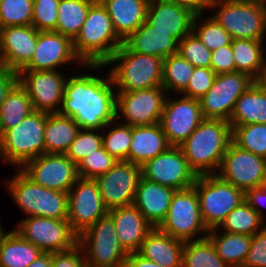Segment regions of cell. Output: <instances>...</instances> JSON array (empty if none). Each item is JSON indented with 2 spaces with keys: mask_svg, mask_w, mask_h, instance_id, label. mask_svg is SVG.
Masks as SVG:
<instances>
[{
  "mask_svg": "<svg viewBox=\"0 0 266 267\" xmlns=\"http://www.w3.org/2000/svg\"><path fill=\"white\" fill-rule=\"evenodd\" d=\"M96 1L97 0H60L55 32L73 41L80 32L90 7Z\"/></svg>",
  "mask_w": 266,
  "mask_h": 267,
  "instance_id": "obj_35",
  "label": "cell"
},
{
  "mask_svg": "<svg viewBox=\"0 0 266 267\" xmlns=\"http://www.w3.org/2000/svg\"><path fill=\"white\" fill-rule=\"evenodd\" d=\"M254 81L243 72L217 74L213 86L199 99L203 118L229 121L237 99Z\"/></svg>",
  "mask_w": 266,
  "mask_h": 267,
  "instance_id": "obj_13",
  "label": "cell"
},
{
  "mask_svg": "<svg viewBox=\"0 0 266 267\" xmlns=\"http://www.w3.org/2000/svg\"><path fill=\"white\" fill-rule=\"evenodd\" d=\"M101 146L102 130L80 128L65 155L77 165L85 156L93 153Z\"/></svg>",
  "mask_w": 266,
  "mask_h": 267,
  "instance_id": "obj_45",
  "label": "cell"
},
{
  "mask_svg": "<svg viewBox=\"0 0 266 267\" xmlns=\"http://www.w3.org/2000/svg\"><path fill=\"white\" fill-rule=\"evenodd\" d=\"M87 267H123L128 253L120 245L115 223L107 213L78 236Z\"/></svg>",
  "mask_w": 266,
  "mask_h": 267,
  "instance_id": "obj_9",
  "label": "cell"
},
{
  "mask_svg": "<svg viewBox=\"0 0 266 267\" xmlns=\"http://www.w3.org/2000/svg\"><path fill=\"white\" fill-rule=\"evenodd\" d=\"M264 227L266 228V219L264 220Z\"/></svg>",
  "mask_w": 266,
  "mask_h": 267,
  "instance_id": "obj_61",
  "label": "cell"
},
{
  "mask_svg": "<svg viewBox=\"0 0 266 267\" xmlns=\"http://www.w3.org/2000/svg\"><path fill=\"white\" fill-rule=\"evenodd\" d=\"M2 139H3V131H2L1 125H0V145H1Z\"/></svg>",
  "mask_w": 266,
  "mask_h": 267,
  "instance_id": "obj_59",
  "label": "cell"
},
{
  "mask_svg": "<svg viewBox=\"0 0 266 267\" xmlns=\"http://www.w3.org/2000/svg\"><path fill=\"white\" fill-rule=\"evenodd\" d=\"M178 53L194 67L210 68L212 51L200 41L193 31L179 41Z\"/></svg>",
  "mask_w": 266,
  "mask_h": 267,
  "instance_id": "obj_46",
  "label": "cell"
},
{
  "mask_svg": "<svg viewBox=\"0 0 266 267\" xmlns=\"http://www.w3.org/2000/svg\"><path fill=\"white\" fill-rule=\"evenodd\" d=\"M20 170L36 184L66 193L79 179L77 165L65 154H42L26 162Z\"/></svg>",
  "mask_w": 266,
  "mask_h": 267,
  "instance_id": "obj_19",
  "label": "cell"
},
{
  "mask_svg": "<svg viewBox=\"0 0 266 267\" xmlns=\"http://www.w3.org/2000/svg\"><path fill=\"white\" fill-rule=\"evenodd\" d=\"M19 82L17 71L8 70L0 67V106L11 91V89Z\"/></svg>",
  "mask_w": 266,
  "mask_h": 267,
  "instance_id": "obj_53",
  "label": "cell"
},
{
  "mask_svg": "<svg viewBox=\"0 0 266 267\" xmlns=\"http://www.w3.org/2000/svg\"><path fill=\"white\" fill-rule=\"evenodd\" d=\"M123 43L114 30L106 8L97 0L73 40L76 56L83 64H105Z\"/></svg>",
  "mask_w": 266,
  "mask_h": 267,
  "instance_id": "obj_3",
  "label": "cell"
},
{
  "mask_svg": "<svg viewBox=\"0 0 266 267\" xmlns=\"http://www.w3.org/2000/svg\"><path fill=\"white\" fill-rule=\"evenodd\" d=\"M175 191L141 176L133 205L154 227H158L167 216Z\"/></svg>",
  "mask_w": 266,
  "mask_h": 267,
  "instance_id": "obj_25",
  "label": "cell"
},
{
  "mask_svg": "<svg viewBox=\"0 0 266 267\" xmlns=\"http://www.w3.org/2000/svg\"><path fill=\"white\" fill-rule=\"evenodd\" d=\"M117 161L101 146L77 164L79 178L94 180L110 170Z\"/></svg>",
  "mask_w": 266,
  "mask_h": 267,
  "instance_id": "obj_44",
  "label": "cell"
},
{
  "mask_svg": "<svg viewBox=\"0 0 266 267\" xmlns=\"http://www.w3.org/2000/svg\"><path fill=\"white\" fill-rule=\"evenodd\" d=\"M247 1L257 2V3H261V4L266 5V0H247Z\"/></svg>",
  "mask_w": 266,
  "mask_h": 267,
  "instance_id": "obj_58",
  "label": "cell"
},
{
  "mask_svg": "<svg viewBox=\"0 0 266 267\" xmlns=\"http://www.w3.org/2000/svg\"><path fill=\"white\" fill-rule=\"evenodd\" d=\"M67 199V221L78 236L108 213L93 179L79 178L68 191Z\"/></svg>",
  "mask_w": 266,
  "mask_h": 267,
  "instance_id": "obj_20",
  "label": "cell"
},
{
  "mask_svg": "<svg viewBox=\"0 0 266 267\" xmlns=\"http://www.w3.org/2000/svg\"><path fill=\"white\" fill-rule=\"evenodd\" d=\"M195 16L190 8L168 0H150L145 21L179 42L192 31Z\"/></svg>",
  "mask_w": 266,
  "mask_h": 267,
  "instance_id": "obj_23",
  "label": "cell"
},
{
  "mask_svg": "<svg viewBox=\"0 0 266 267\" xmlns=\"http://www.w3.org/2000/svg\"><path fill=\"white\" fill-rule=\"evenodd\" d=\"M51 267H87L81 246L77 244L72 249L52 253Z\"/></svg>",
  "mask_w": 266,
  "mask_h": 267,
  "instance_id": "obj_50",
  "label": "cell"
},
{
  "mask_svg": "<svg viewBox=\"0 0 266 267\" xmlns=\"http://www.w3.org/2000/svg\"><path fill=\"white\" fill-rule=\"evenodd\" d=\"M162 58L136 53L124 43L105 63L116 92H130L162 86Z\"/></svg>",
  "mask_w": 266,
  "mask_h": 267,
  "instance_id": "obj_4",
  "label": "cell"
},
{
  "mask_svg": "<svg viewBox=\"0 0 266 267\" xmlns=\"http://www.w3.org/2000/svg\"><path fill=\"white\" fill-rule=\"evenodd\" d=\"M210 68L216 74L235 72V60L231 45L212 51Z\"/></svg>",
  "mask_w": 266,
  "mask_h": 267,
  "instance_id": "obj_51",
  "label": "cell"
},
{
  "mask_svg": "<svg viewBox=\"0 0 266 267\" xmlns=\"http://www.w3.org/2000/svg\"><path fill=\"white\" fill-rule=\"evenodd\" d=\"M194 66L179 53L163 60L162 87L167 94H181L189 84Z\"/></svg>",
  "mask_w": 266,
  "mask_h": 267,
  "instance_id": "obj_37",
  "label": "cell"
},
{
  "mask_svg": "<svg viewBox=\"0 0 266 267\" xmlns=\"http://www.w3.org/2000/svg\"><path fill=\"white\" fill-rule=\"evenodd\" d=\"M47 113L34 110L3 134L0 161L20 169L26 162L45 154L44 130Z\"/></svg>",
  "mask_w": 266,
  "mask_h": 267,
  "instance_id": "obj_7",
  "label": "cell"
},
{
  "mask_svg": "<svg viewBox=\"0 0 266 267\" xmlns=\"http://www.w3.org/2000/svg\"><path fill=\"white\" fill-rule=\"evenodd\" d=\"M216 175L246 192L266 182L265 158L243 150L231 142Z\"/></svg>",
  "mask_w": 266,
  "mask_h": 267,
  "instance_id": "obj_15",
  "label": "cell"
},
{
  "mask_svg": "<svg viewBox=\"0 0 266 267\" xmlns=\"http://www.w3.org/2000/svg\"><path fill=\"white\" fill-rule=\"evenodd\" d=\"M52 253H43L27 267H51Z\"/></svg>",
  "mask_w": 266,
  "mask_h": 267,
  "instance_id": "obj_56",
  "label": "cell"
},
{
  "mask_svg": "<svg viewBox=\"0 0 266 267\" xmlns=\"http://www.w3.org/2000/svg\"><path fill=\"white\" fill-rule=\"evenodd\" d=\"M108 214L115 223L117 239L127 253L137 252L154 228L134 205L111 209Z\"/></svg>",
  "mask_w": 266,
  "mask_h": 267,
  "instance_id": "obj_24",
  "label": "cell"
},
{
  "mask_svg": "<svg viewBox=\"0 0 266 267\" xmlns=\"http://www.w3.org/2000/svg\"><path fill=\"white\" fill-rule=\"evenodd\" d=\"M207 237L215 247L217 255L229 267H242L244 265L252 236L223 232L216 227L208 231Z\"/></svg>",
  "mask_w": 266,
  "mask_h": 267,
  "instance_id": "obj_32",
  "label": "cell"
},
{
  "mask_svg": "<svg viewBox=\"0 0 266 267\" xmlns=\"http://www.w3.org/2000/svg\"><path fill=\"white\" fill-rule=\"evenodd\" d=\"M158 228L184 242L207 237L209 230L202 221L194 186L175 191L167 216Z\"/></svg>",
  "mask_w": 266,
  "mask_h": 267,
  "instance_id": "obj_10",
  "label": "cell"
},
{
  "mask_svg": "<svg viewBox=\"0 0 266 267\" xmlns=\"http://www.w3.org/2000/svg\"><path fill=\"white\" fill-rule=\"evenodd\" d=\"M16 224L14 229L44 253L66 251L78 244V235L67 220L27 216Z\"/></svg>",
  "mask_w": 266,
  "mask_h": 267,
  "instance_id": "obj_11",
  "label": "cell"
},
{
  "mask_svg": "<svg viewBox=\"0 0 266 267\" xmlns=\"http://www.w3.org/2000/svg\"><path fill=\"white\" fill-rule=\"evenodd\" d=\"M69 64L76 66L75 69L83 66L74 52L73 41L55 31H38L33 56L21 70H63L67 65L70 69Z\"/></svg>",
  "mask_w": 266,
  "mask_h": 267,
  "instance_id": "obj_21",
  "label": "cell"
},
{
  "mask_svg": "<svg viewBox=\"0 0 266 267\" xmlns=\"http://www.w3.org/2000/svg\"><path fill=\"white\" fill-rule=\"evenodd\" d=\"M260 82L266 87V78H263Z\"/></svg>",
  "mask_w": 266,
  "mask_h": 267,
  "instance_id": "obj_60",
  "label": "cell"
},
{
  "mask_svg": "<svg viewBox=\"0 0 266 267\" xmlns=\"http://www.w3.org/2000/svg\"><path fill=\"white\" fill-rule=\"evenodd\" d=\"M194 188L200 214L208 230L219 227L227 215L245 201V192L221 180L216 174L197 176Z\"/></svg>",
  "mask_w": 266,
  "mask_h": 267,
  "instance_id": "obj_8",
  "label": "cell"
},
{
  "mask_svg": "<svg viewBox=\"0 0 266 267\" xmlns=\"http://www.w3.org/2000/svg\"><path fill=\"white\" fill-rule=\"evenodd\" d=\"M265 44V45H264ZM266 41L232 39L231 47L235 60V71L248 74L261 81L266 74Z\"/></svg>",
  "mask_w": 266,
  "mask_h": 267,
  "instance_id": "obj_31",
  "label": "cell"
},
{
  "mask_svg": "<svg viewBox=\"0 0 266 267\" xmlns=\"http://www.w3.org/2000/svg\"><path fill=\"white\" fill-rule=\"evenodd\" d=\"M245 202L252 207L264 220L266 219V182L259 187L245 192Z\"/></svg>",
  "mask_w": 266,
  "mask_h": 267,
  "instance_id": "obj_52",
  "label": "cell"
},
{
  "mask_svg": "<svg viewBox=\"0 0 266 267\" xmlns=\"http://www.w3.org/2000/svg\"><path fill=\"white\" fill-rule=\"evenodd\" d=\"M123 267H162L158 263L146 259L137 252L128 253Z\"/></svg>",
  "mask_w": 266,
  "mask_h": 267,
  "instance_id": "obj_55",
  "label": "cell"
},
{
  "mask_svg": "<svg viewBox=\"0 0 266 267\" xmlns=\"http://www.w3.org/2000/svg\"><path fill=\"white\" fill-rule=\"evenodd\" d=\"M231 142L232 128L229 121L204 119L179 147L197 176L211 175L217 173Z\"/></svg>",
  "mask_w": 266,
  "mask_h": 267,
  "instance_id": "obj_2",
  "label": "cell"
},
{
  "mask_svg": "<svg viewBox=\"0 0 266 267\" xmlns=\"http://www.w3.org/2000/svg\"><path fill=\"white\" fill-rule=\"evenodd\" d=\"M104 68L105 64H83L78 68L82 72L71 71L57 113L73 118L84 129L102 130L116 120V89L109 70L107 75L99 73Z\"/></svg>",
  "mask_w": 266,
  "mask_h": 267,
  "instance_id": "obj_1",
  "label": "cell"
},
{
  "mask_svg": "<svg viewBox=\"0 0 266 267\" xmlns=\"http://www.w3.org/2000/svg\"><path fill=\"white\" fill-rule=\"evenodd\" d=\"M177 5H182L190 8L196 14L208 13L209 6L212 0H168Z\"/></svg>",
  "mask_w": 266,
  "mask_h": 267,
  "instance_id": "obj_54",
  "label": "cell"
},
{
  "mask_svg": "<svg viewBox=\"0 0 266 267\" xmlns=\"http://www.w3.org/2000/svg\"><path fill=\"white\" fill-rule=\"evenodd\" d=\"M167 95L162 86L116 92V119L130 126L159 123Z\"/></svg>",
  "mask_w": 266,
  "mask_h": 267,
  "instance_id": "obj_12",
  "label": "cell"
},
{
  "mask_svg": "<svg viewBox=\"0 0 266 267\" xmlns=\"http://www.w3.org/2000/svg\"><path fill=\"white\" fill-rule=\"evenodd\" d=\"M124 44L133 52L162 59L177 54L179 46V42L171 37V33L157 31L146 21L124 40Z\"/></svg>",
  "mask_w": 266,
  "mask_h": 267,
  "instance_id": "obj_28",
  "label": "cell"
},
{
  "mask_svg": "<svg viewBox=\"0 0 266 267\" xmlns=\"http://www.w3.org/2000/svg\"><path fill=\"white\" fill-rule=\"evenodd\" d=\"M216 76L211 68L195 67L189 84L181 95L199 100L213 86Z\"/></svg>",
  "mask_w": 266,
  "mask_h": 267,
  "instance_id": "obj_48",
  "label": "cell"
},
{
  "mask_svg": "<svg viewBox=\"0 0 266 267\" xmlns=\"http://www.w3.org/2000/svg\"><path fill=\"white\" fill-rule=\"evenodd\" d=\"M33 0H2L0 2V28L32 25Z\"/></svg>",
  "mask_w": 266,
  "mask_h": 267,
  "instance_id": "obj_43",
  "label": "cell"
},
{
  "mask_svg": "<svg viewBox=\"0 0 266 267\" xmlns=\"http://www.w3.org/2000/svg\"><path fill=\"white\" fill-rule=\"evenodd\" d=\"M196 14L192 31L200 41L210 50L231 45V35L208 12ZM206 16V17H205Z\"/></svg>",
  "mask_w": 266,
  "mask_h": 267,
  "instance_id": "obj_41",
  "label": "cell"
},
{
  "mask_svg": "<svg viewBox=\"0 0 266 267\" xmlns=\"http://www.w3.org/2000/svg\"><path fill=\"white\" fill-rule=\"evenodd\" d=\"M69 74L63 70L18 72L19 83L25 88L34 110L46 113L58 112Z\"/></svg>",
  "mask_w": 266,
  "mask_h": 267,
  "instance_id": "obj_18",
  "label": "cell"
},
{
  "mask_svg": "<svg viewBox=\"0 0 266 267\" xmlns=\"http://www.w3.org/2000/svg\"><path fill=\"white\" fill-rule=\"evenodd\" d=\"M208 12L232 39L266 40L265 4L247 0H212Z\"/></svg>",
  "mask_w": 266,
  "mask_h": 267,
  "instance_id": "obj_6",
  "label": "cell"
},
{
  "mask_svg": "<svg viewBox=\"0 0 266 267\" xmlns=\"http://www.w3.org/2000/svg\"><path fill=\"white\" fill-rule=\"evenodd\" d=\"M168 94L159 124L170 146L179 147L204 120L198 99Z\"/></svg>",
  "mask_w": 266,
  "mask_h": 267,
  "instance_id": "obj_14",
  "label": "cell"
},
{
  "mask_svg": "<svg viewBox=\"0 0 266 267\" xmlns=\"http://www.w3.org/2000/svg\"><path fill=\"white\" fill-rule=\"evenodd\" d=\"M182 267H229L217 255L208 237L185 242Z\"/></svg>",
  "mask_w": 266,
  "mask_h": 267,
  "instance_id": "obj_39",
  "label": "cell"
},
{
  "mask_svg": "<svg viewBox=\"0 0 266 267\" xmlns=\"http://www.w3.org/2000/svg\"><path fill=\"white\" fill-rule=\"evenodd\" d=\"M15 173L4 178L3 184L9 196L14 201V205L27 216H41L67 220L68 199L67 193L50 190L34 183L20 169H15Z\"/></svg>",
  "mask_w": 266,
  "mask_h": 267,
  "instance_id": "obj_5",
  "label": "cell"
},
{
  "mask_svg": "<svg viewBox=\"0 0 266 267\" xmlns=\"http://www.w3.org/2000/svg\"><path fill=\"white\" fill-rule=\"evenodd\" d=\"M131 141V126L117 119L102 129V146L118 161H129Z\"/></svg>",
  "mask_w": 266,
  "mask_h": 267,
  "instance_id": "obj_40",
  "label": "cell"
},
{
  "mask_svg": "<svg viewBox=\"0 0 266 267\" xmlns=\"http://www.w3.org/2000/svg\"><path fill=\"white\" fill-rule=\"evenodd\" d=\"M141 176V166L119 160L110 170L94 179L105 208L109 211L133 205Z\"/></svg>",
  "mask_w": 266,
  "mask_h": 267,
  "instance_id": "obj_16",
  "label": "cell"
},
{
  "mask_svg": "<svg viewBox=\"0 0 266 267\" xmlns=\"http://www.w3.org/2000/svg\"><path fill=\"white\" fill-rule=\"evenodd\" d=\"M37 37L32 25L0 28V67L19 72L31 60Z\"/></svg>",
  "mask_w": 266,
  "mask_h": 267,
  "instance_id": "obj_22",
  "label": "cell"
},
{
  "mask_svg": "<svg viewBox=\"0 0 266 267\" xmlns=\"http://www.w3.org/2000/svg\"><path fill=\"white\" fill-rule=\"evenodd\" d=\"M117 35L124 41L146 20L150 0H99Z\"/></svg>",
  "mask_w": 266,
  "mask_h": 267,
  "instance_id": "obj_26",
  "label": "cell"
},
{
  "mask_svg": "<svg viewBox=\"0 0 266 267\" xmlns=\"http://www.w3.org/2000/svg\"><path fill=\"white\" fill-rule=\"evenodd\" d=\"M184 245V241L154 227L142 241L137 253L162 267H182Z\"/></svg>",
  "mask_w": 266,
  "mask_h": 267,
  "instance_id": "obj_27",
  "label": "cell"
},
{
  "mask_svg": "<svg viewBox=\"0 0 266 267\" xmlns=\"http://www.w3.org/2000/svg\"><path fill=\"white\" fill-rule=\"evenodd\" d=\"M60 0H33L32 26L38 31H55Z\"/></svg>",
  "mask_w": 266,
  "mask_h": 267,
  "instance_id": "obj_47",
  "label": "cell"
},
{
  "mask_svg": "<svg viewBox=\"0 0 266 267\" xmlns=\"http://www.w3.org/2000/svg\"><path fill=\"white\" fill-rule=\"evenodd\" d=\"M43 253L13 228L0 243V267H27Z\"/></svg>",
  "mask_w": 266,
  "mask_h": 267,
  "instance_id": "obj_34",
  "label": "cell"
},
{
  "mask_svg": "<svg viewBox=\"0 0 266 267\" xmlns=\"http://www.w3.org/2000/svg\"><path fill=\"white\" fill-rule=\"evenodd\" d=\"M229 123L234 126L266 124V87L254 81L237 99Z\"/></svg>",
  "mask_w": 266,
  "mask_h": 267,
  "instance_id": "obj_30",
  "label": "cell"
},
{
  "mask_svg": "<svg viewBox=\"0 0 266 267\" xmlns=\"http://www.w3.org/2000/svg\"><path fill=\"white\" fill-rule=\"evenodd\" d=\"M33 111L31 99L25 88L18 82L0 106V125L3 134L14 128Z\"/></svg>",
  "mask_w": 266,
  "mask_h": 267,
  "instance_id": "obj_36",
  "label": "cell"
},
{
  "mask_svg": "<svg viewBox=\"0 0 266 267\" xmlns=\"http://www.w3.org/2000/svg\"><path fill=\"white\" fill-rule=\"evenodd\" d=\"M10 233V231H5L0 220V243L5 239V237Z\"/></svg>",
  "mask_w": 266,
  "mask_h": 267,
  "instance_id": "obj_57",
  "label": "cell"
},
{
  "mask_svg": "<svg viewBox=\"0 0 266 267\" xmlns=\"http://www.w3.org/2000/svg\"><path fill=\"white\" fill-rule=\"evenodd\" d=\"M242 267H266V228L251 237L247 258Z\"/></svg>",
  "mask_w": 266,
  "mask_h": 267,
  "instance_id": "obj_49",
  "label": "cell"
},
{
  "mask_svg": "<svg viewBox=\"0 0 266 267\" xmlns=\"http://www.w3.org/2000/svg\"><path fill=\"white\" fill-rule=\"evenodd\" d=\"M80 128L71 117L47 113L44 130L45 153L65 154Z\"/></svg>",
  "mask_w": 266,
  "mask_h": 267,
  "instance_id": "obj_33",
  "label": "cell"
},
{
  "mask_svg": "<svg viewBox=\"0 0 266 267\" xmlns=\"http://www.w3.org/2000/svg\"><path fill=\"white\" fill-rule=\"evenodd\" d=\"M232 142L243 150L266 158V124L234 126Z\"/></svg>",
  "mask_w": 266,
  "mask_h": 267,
  "instance_id": "obj_42",
  "label": "cell"
},
{
  "mask_svg": "<svg viewBox=\"0 0 266 267\" xmlns=\"http://www.w3.org/2000/svg\"><path fill=\"white\" fill-rule=\"evenodd\" d=\"M141 175L174 190L192 187L197 178L182 149L176 146H170L164 153L145 162L141 166Z\"/></svg>",
  "mask_w": 266,
  "mask_h": 267,
  "instance_id": "obj_17",
  "label": "cell"
},
{
  "mask_svg": "<svg viewBox=\"0 0 266 267\" xmlns=\"http://www.w3.org/2000/svg\"><path fill=\"white\" fill-rule=\"evenodd\" d=\"M131 137L129 161L139 166L164 153L170 147L159 123L131 126Z\"/></svg>",
  "mask_w": 266,
  "mask_h": 267,
  "instance_id": "obj_29",
  "label": "cell"
},
{
  "mask_svg": "<svg viewBox=\"0 0 266 267\" xmlns=\"http://www.w3.org/2000/svg\"><path fill=\"white\" fill-rule=\"evenodd\" d=\"M218 228L223 232L253 236L264 228V219L244 201L227 215Z\"/></svg>",
  "mask_w": 266,
  "mask_h": 267,
  "instance_id": "obj_38",
  "label": "cell"
}]
</instances>
